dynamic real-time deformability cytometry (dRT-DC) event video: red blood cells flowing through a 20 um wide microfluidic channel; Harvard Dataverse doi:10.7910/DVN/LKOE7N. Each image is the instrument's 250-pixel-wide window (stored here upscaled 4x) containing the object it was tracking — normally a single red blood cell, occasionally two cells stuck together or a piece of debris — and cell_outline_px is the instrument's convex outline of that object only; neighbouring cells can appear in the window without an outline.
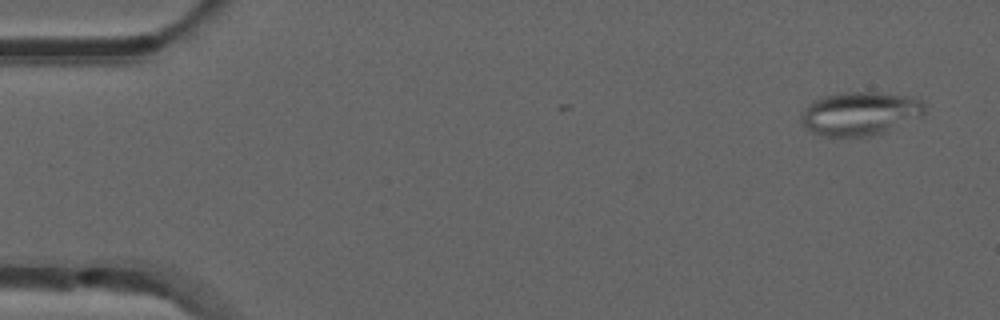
{"species": "common noctule bat (a hibernating species)", "species_latin": "Nyctalus noctula", "temperature_condition": "room temperature", "stored_images_in_passage": 3, "camera_frame_rate_fps": 3000, "um_per_image_px": 0.085, "animal": {"sex": "male", "forearm_length_mm": 52.5}, "frame": {"image": 1, "passage_image": 1, "time_ms": 0.0, "image_size_px": [1000, 320], "cell_outline_px": [[928, 108], [920, 116], [884, 132], [872, 136], [820, 136], [812, 132], [800, 120], [800, 116], [804, 108], [812, 100], [824, 96], [840, 92], [876, 92], [912, 96], [924, 100]], "centroid_in_image_um": [73.11, 9.63], "position_along_channel_um": 11.9, "area_um2": 31.62}}